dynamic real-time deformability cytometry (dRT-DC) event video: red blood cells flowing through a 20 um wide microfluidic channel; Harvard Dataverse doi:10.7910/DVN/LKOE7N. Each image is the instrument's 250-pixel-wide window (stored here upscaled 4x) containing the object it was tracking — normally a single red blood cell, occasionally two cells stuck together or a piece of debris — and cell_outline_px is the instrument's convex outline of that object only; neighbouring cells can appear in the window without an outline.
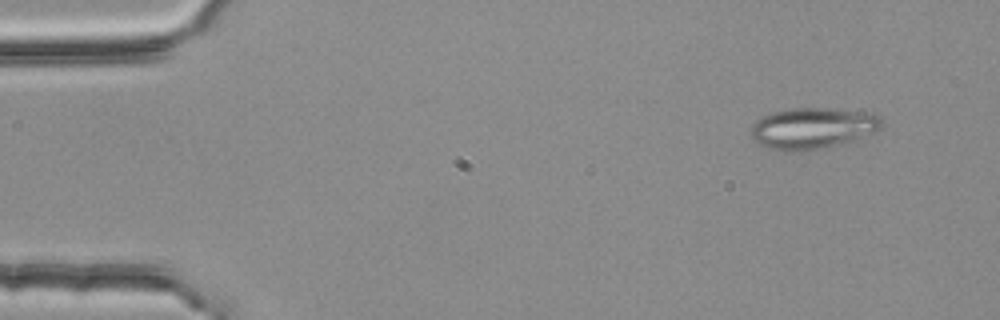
{"species": "common noctule bat (a hibernating species)", "species_latin": "Nyctalus noctula", "temperature_condition": "room temperature", "stored_images_in_passage": 3, "camera_frame_rate_fps": 3000, "um_per_image_px": 0.085, "animal": {"sex": "female", "body_mass_g": 25.1}, "frame": {"image": 1, "passage_image": 1, "time_ms": 0.0, "image_size_px": [1000, 320], "cell_outline_px": [[884, 124], [880, 128], [856, 140], [816, 148], [768, 148], [760, 144], [748, 136], [752, 124], [756, 120], [772, 112], [792, 108], [828, 108], [876, 112], [884, 120]], "centroid_in_image_um": [69.12, 10.83], "position_along_channel_um": 15.9, "area_um2": 30.87}}